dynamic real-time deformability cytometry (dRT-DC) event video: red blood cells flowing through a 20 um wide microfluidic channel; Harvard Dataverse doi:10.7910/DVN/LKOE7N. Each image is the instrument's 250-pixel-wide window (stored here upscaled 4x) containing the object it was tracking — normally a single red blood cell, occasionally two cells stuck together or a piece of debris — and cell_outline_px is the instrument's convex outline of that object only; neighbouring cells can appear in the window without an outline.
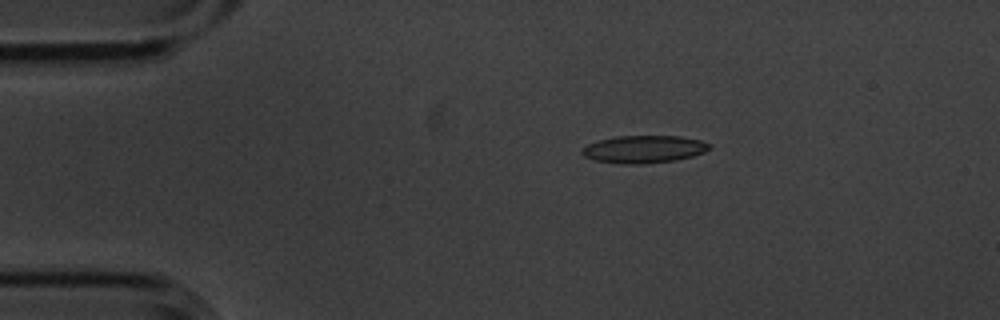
{"species": "common noctule bat (a hibernating species)", "species_latin": "Nyctalus noctula", "temperature_condition": "cold", "stored_images_in_passage": 5, "camera_frame_rate_fps": 3000, "um_per_image_px": 0.085, "animal": {"sex": "male", "body_mass_g": 20.1, "forearm_length_mm": 53.5}, "frame": {"image": 1, "passage_image": 3, "time_ms": 0.667, "image_size_px": [1000, 320], "cell_outline_px": [[712, 144], [704, 152], [692, 156], [672, 160], [644, 164], [624, 164], [596, 160], [584, 156], [580, 152], [588, 144], [600, 140], [616, 136], [680, 136], [700, 140]], "centroid_in_image_um": [54.73, 12.68], "position_along_channel_um": 30.3, "area_um2": 20.17}}